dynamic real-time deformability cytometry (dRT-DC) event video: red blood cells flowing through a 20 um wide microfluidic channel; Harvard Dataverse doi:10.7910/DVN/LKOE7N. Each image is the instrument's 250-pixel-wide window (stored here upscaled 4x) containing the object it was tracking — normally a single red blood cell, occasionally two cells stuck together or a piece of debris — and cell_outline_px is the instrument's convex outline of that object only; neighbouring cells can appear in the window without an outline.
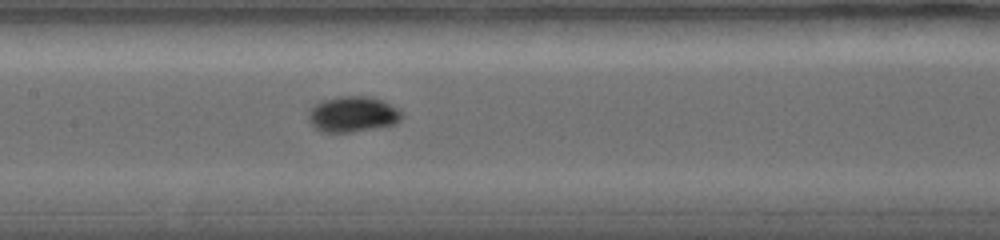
{"species": "common noctule bat (a hibernating species)", "species_latin": "Nyctalus noctula", "temperature_condition": "warm", "stored_images_in_passage": 12, "camera_frame_rate_fps": 5000, "um_per_image_px": 0.085, "animal": {"sex": "female", "body_mass_g": 19.0, "forearm_length_mm": 56.7}, "frame": {"image": 1, "passage_image": 7, "time_ms": 6.2, "image_size_px": [1000, 240], "cell_outline_px": [[404, 116], [396, 124], [352, 132], [324, 132], [316, 128], [308, 120], [308, 112], [316, 104], [324, 100], [336, 96], [368, 96], [380, 100], [396, 108]], "centroid_in_image_um": [29.97, 9.71], "position_along_channel_um": 177.4, "area_um2": 19.19}}
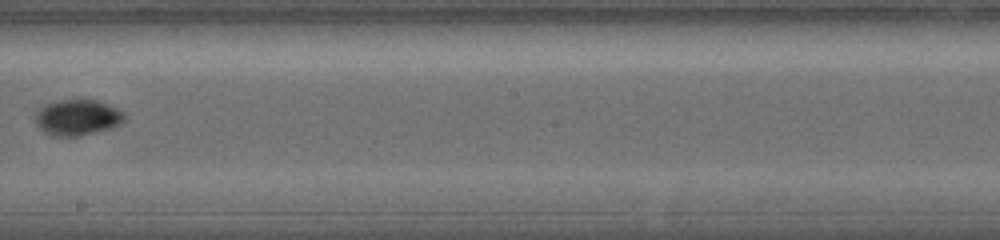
{"frame": {"image": 2, "passage_image": 9, "time_ms": 8.0, "image_size_px": [1000, 240], "cell_outline_px": [[124, 120], [120, 124], [108, 128], [76, 136], [52, 136], [44, 132], [36, 124], [36, 112], [44, 104], [60, 100], [100, 100], [124, 112]], "centroid_in_image_um": [6.56, 9.97], "position_along_channel_um": 241.6, "area_um2": 18.38}}